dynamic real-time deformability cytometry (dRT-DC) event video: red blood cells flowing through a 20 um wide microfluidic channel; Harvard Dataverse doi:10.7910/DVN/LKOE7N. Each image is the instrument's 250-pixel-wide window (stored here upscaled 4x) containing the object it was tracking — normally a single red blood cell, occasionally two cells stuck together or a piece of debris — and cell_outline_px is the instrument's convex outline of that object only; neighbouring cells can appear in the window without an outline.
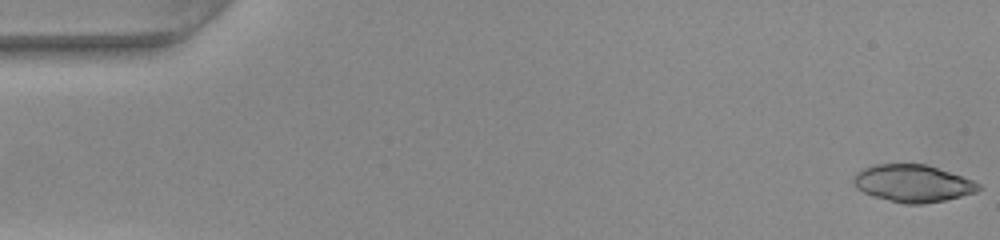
{"species": "common noctule bat (a hibernating species)", "species_latin": "Nyctalus noctula", "temperature_condition": "warm", "stored_images_in_passage": 50, "camera_frame_rate_fps": 3000, "um_per_image_px": 0.085, "animal": {"sex": "female", "body_mass_g": 22.0, "forearm_length_mm": 56.7}, "frame": {"image": 1, "passage_image": 1, "time_ms": 0.0, "image_size_px": [1000, 240], "cell_outline_px": [[980, 188], [976, 192], [944, 200], [924, 204], [904, 204], [872, 196], [856, 188], [852, 184], [852, 180], [856, 172], [872, 164], [924, 164], [972, 180], [980, 184]], "centroid_in_image_um": [77.52, 15.59], "position_along_channel_um": 7.5, "area_um2": 26.99}}